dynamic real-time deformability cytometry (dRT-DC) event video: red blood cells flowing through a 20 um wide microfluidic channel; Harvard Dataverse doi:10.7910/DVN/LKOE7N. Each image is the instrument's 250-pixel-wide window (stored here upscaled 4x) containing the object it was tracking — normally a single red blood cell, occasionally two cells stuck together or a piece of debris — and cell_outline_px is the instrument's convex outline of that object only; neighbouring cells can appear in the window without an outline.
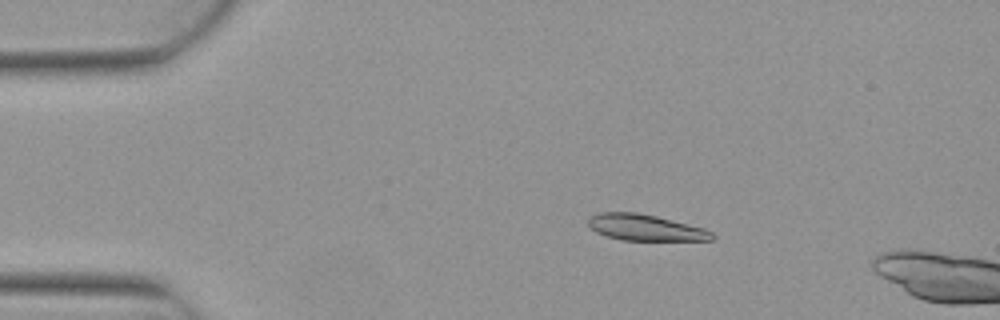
{"species": "Egyptian fruit bat (a non-hibernating species)", "species_latin": "Rousettus aegyptiacus", "temperature_condition": "warm", "stored_images_in_passage": 4, "camera_frame_rate_fps": 3000, "um_per_image_px": 0.085, "animal": {"sex": "female"}, "frame": {"image": 1, "passage_image": 2, "time_ms": 0.333, "image_size_px": [1000, 320], "cell_outline_px": [[716, 236], [712, 240], [624, 240], [608, 236], [596, 232], [588, 224], [588, 220], [592, 216], [600, 212], [636, 212], [656, 216], [704, 228], [712, 232]], "centroid_in_image_um": [54.87, 19.34], "position_along_channel_um": 30.1, "area_um2": 18.67}}